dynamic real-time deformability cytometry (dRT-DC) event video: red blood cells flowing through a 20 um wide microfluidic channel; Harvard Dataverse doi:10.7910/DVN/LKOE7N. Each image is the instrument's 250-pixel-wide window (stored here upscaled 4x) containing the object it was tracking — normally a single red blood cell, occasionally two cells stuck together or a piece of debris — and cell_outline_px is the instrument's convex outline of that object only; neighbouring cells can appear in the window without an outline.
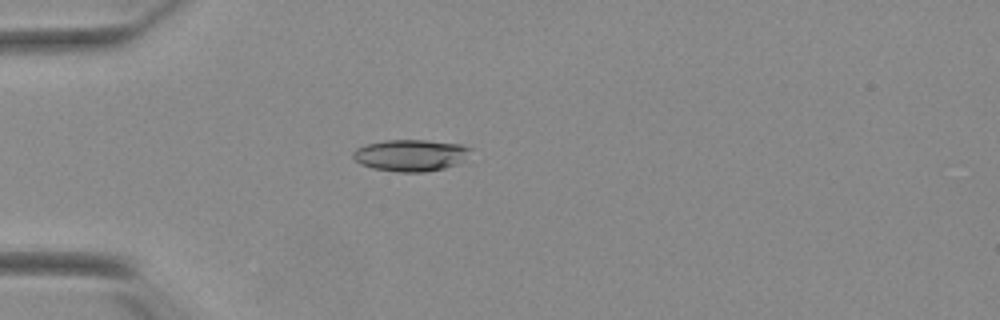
{"species": "Egyptian fruit bat (a non-hibernating species)", "species_latin": "Rousettus aegyptiacus", "temperature_condition": "warm", "stored_images_in_passage": 33, "camera_frame_rate_fps": 3000, "um_per_image_px": 0.085, "animal": {"sex": "female"}, "frame": {"image": 1, "passage_image": 1, "time_ms": 0.0, "image_size_px": [1000, 320], "cell_outline_px": [[472, 148], [456, 164], [444, 168], [424, 172], [396, 172], [372, 168], [360, 164], [352, 156], [352, 152], [356, 148], [368, 144], [384, 140], [424, 140], [460, 144]], "centroid_in_image_um": [34.84, 13.2], "position_along_channel_um": 50.2, "area_um2": 21.44}}
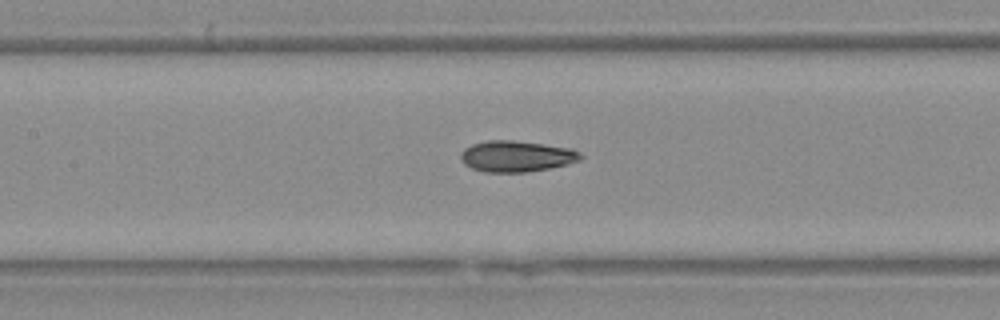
{"frame": {"image": 2, "passage_image": 11, "time_ms": 3.333, "image_size_px": [1000, 320], "cell_outline_px": [[584, 156], [580, 160], [548, 168], [524, 172], [484, 172], [472, 168], [464, 164], [460, 160], [460, 152], [464, 148], [472, 144], [488, 140], [512, 140], [544, 144], [572, 148], [580, 152]], "centroid_in_image_um": [43.87, 13.27], "position_along_channel_um": 163.5, "area_um2": 21.73}}
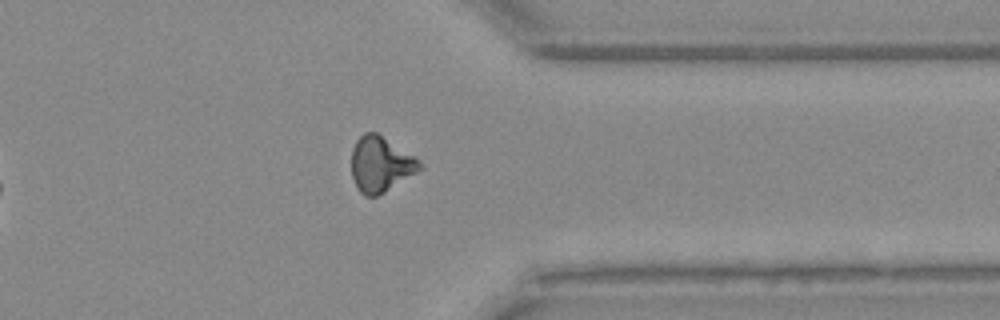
{"frame": {"image": 3, "passage_image": 28, "time_ms": 9.0, "image_size_px": [1000, 320], "cell_outline_px": [[424, 168], [384, 192], [376, 196], [364, 196], [360, 192], [352, 176], [352, 148], [356, 140], [364, 132], [376, 132], [420, 160], [424, 164]], "centroid_in_image_um": [32.36, 13.96], "position_along_channel_um": 379.0, "area_um2": 21.91}, "authors_computed_cell_mechanics": {"area_um2": 21.4438, "velocity_mm_per_s": 3.8998, "shape_relaxation_time_tau1_ms": 9.402, "shape_relaxation_time_tau2_ms": 2.7145, "deformation_change_tau1": 0.2245, "deformation_change_tau2": 0.0936}}